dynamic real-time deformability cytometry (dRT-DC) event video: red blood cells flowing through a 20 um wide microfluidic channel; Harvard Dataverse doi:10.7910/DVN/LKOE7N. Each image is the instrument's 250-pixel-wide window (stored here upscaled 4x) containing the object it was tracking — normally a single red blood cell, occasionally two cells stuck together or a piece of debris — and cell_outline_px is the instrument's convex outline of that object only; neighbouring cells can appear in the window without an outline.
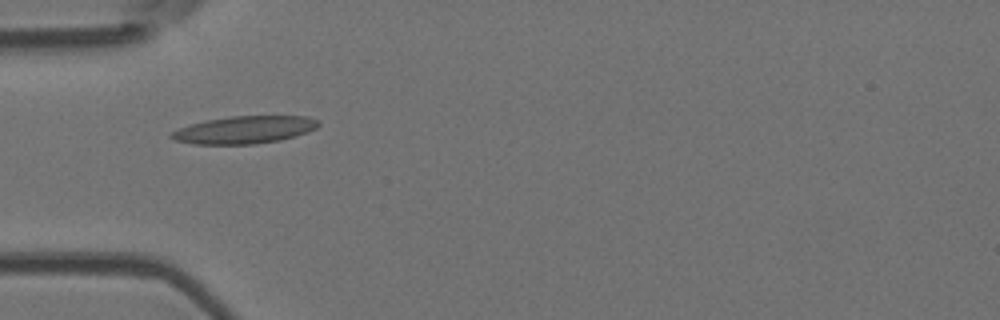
{"species": "Egyptian fruit bat (a non-hibernating species)", "species_latin": "Rousettus aegyptiacus", "temperature_condition": "room temperature", "stored_images_in_passage": 2, "camera_frame_rate_fps": 3000, "um_per_image_px": 0.085, "animal": {"sex": "female"}, "frame": {"image": 1, "passage_image": 1, "time_ms": 0.0, "image_size_px": [1000, 320], "cell_outline_px": [[320, 124], [316, 128], [308, 132], [296, 136], [280, 140], [252, 144], [192, 144], [176, 140], [168, 136], [172, 132], [180, 128], [204, 120], [232, 116], [308, 116], [316, 120]], "centroid_in_image_um": [20.79, 11.03], "position_along_channel_um": 64.2, "area_um2": 23.47}}
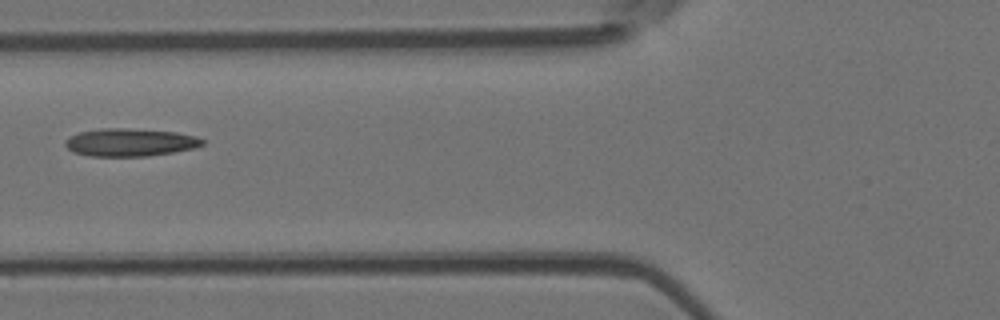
{"frame": {"image": 2, "passage_image": 2, "time_ms": 1.333, "image_size_px": [1000, 320], "cell_outline_px": [[204, 144], [192, 148], [172, 152], [148, 156], [88, 156], [72, 152], [64, 144], [64, 140], [68, 136], [80, 132], [100, 128], [124, 128], [176, 132], [196, 136], [204, 140]], "centroid_in_image_um": [11.0, 12.1], "position_along_channel_um": 114.8, "area_um2": 22.25}}